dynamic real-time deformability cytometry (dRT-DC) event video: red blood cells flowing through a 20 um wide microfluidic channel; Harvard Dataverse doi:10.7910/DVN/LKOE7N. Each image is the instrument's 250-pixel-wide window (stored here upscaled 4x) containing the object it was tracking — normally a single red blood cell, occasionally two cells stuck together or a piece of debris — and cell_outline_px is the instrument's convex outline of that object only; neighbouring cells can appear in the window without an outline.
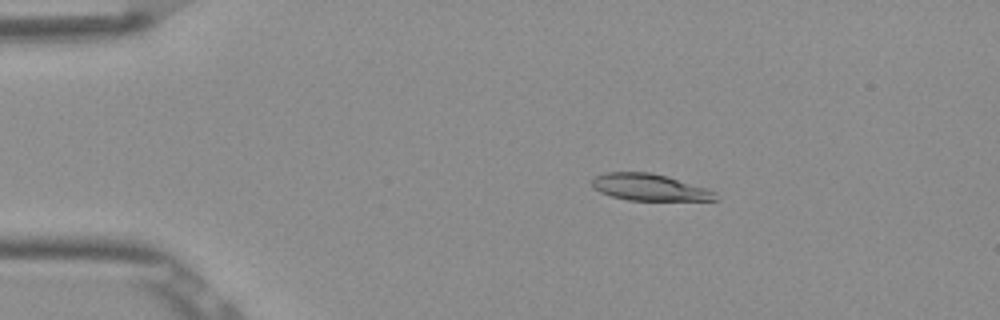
{"species": "Egyptian fruit bat (a non-hibernating species)", "species_latin": "Rousettus aegyptiacus", "temperature_condition": "room temperature", "stored_images_in_passage": 4, "camera_frame_rate_fps": 3000, "um_per_image_px": 0.085, "frame": {"image": 1, "passage_image": 3, "time_ms": 0.667, "image_size_px": [1000, 320], "cell_outline_px": [[720, 200], [628, 200], [612, 196], [600, 192], [592, 188], [592, 180], [596, 176], [604, 172], [648, 172], [664, 176], [708, 188], [716, 192]], "centroid_in_image_um": [55.21, 15.92], "position_along_channel_um": 29.8, "area_um2": 19.13}}